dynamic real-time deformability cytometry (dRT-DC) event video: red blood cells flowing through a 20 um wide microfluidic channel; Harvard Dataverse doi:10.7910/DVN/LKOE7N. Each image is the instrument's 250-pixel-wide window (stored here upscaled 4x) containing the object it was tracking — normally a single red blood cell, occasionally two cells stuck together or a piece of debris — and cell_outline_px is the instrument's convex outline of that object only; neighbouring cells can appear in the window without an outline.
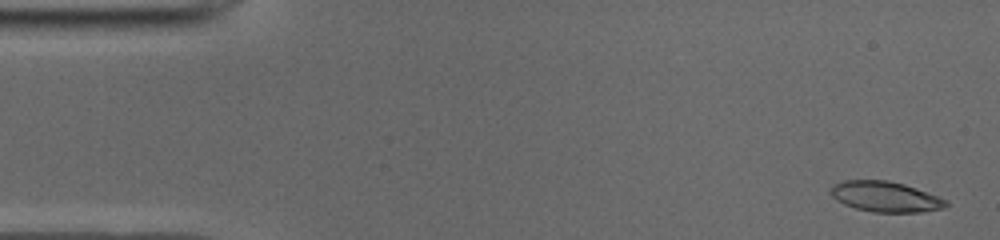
{"species": "common noctule bat (a hibernating species)", "species_latin": "Nyctalus noctula", "temperature_condition": "cold", "stored_images_in_passage": 51, "camera_frame_rate_fps": 3000, "um_per_image_px": 0.085, "animal": {"sex": "male", "body_mass_g": 19.0, "forearm_length_mm": 50.8}, "frame": {"image": 1, "passage_image": 2, "time_ms": 0.333, "image_size_px": [1000, 240], "cell_outline_px": [[948, 204], [944, 208], [920, 212], [872, 212], [856, 208], [844, 204], [832, 196], [832, 188], [836, 184], [844, 180], [888, 180], [904, 184], [948, 200]], "centroid_in_image_um": [75.29, 16.72], "position_along_channel_um": 9.7, "area_um2": 20.17}}
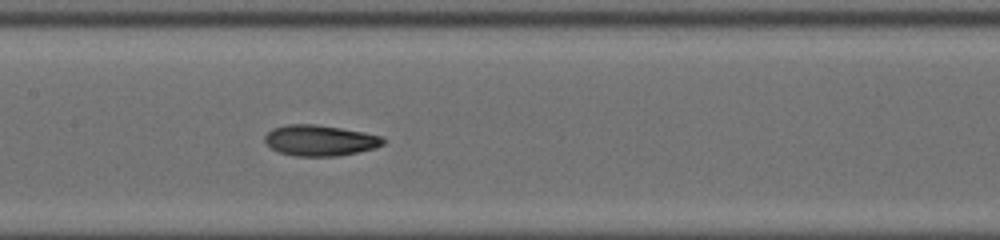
{"frame": {"image": 2, "passage_image": 24, "time_ms": 7.667, "image_size_px": [1000, 240], "cell_outline_px": [[384, 144], [376, 148], [340, 156], [296, 156], [280, 152], [272, 148], [264, 140], [264, 136], [272, 128], [288, 124], [316, 124], [364, 132], [380, 136], [384, 140]], "centroid_in_image_um": [27.2, 11.93], "position_along_channel_um": 180.2, "area_um2": 21.21}}
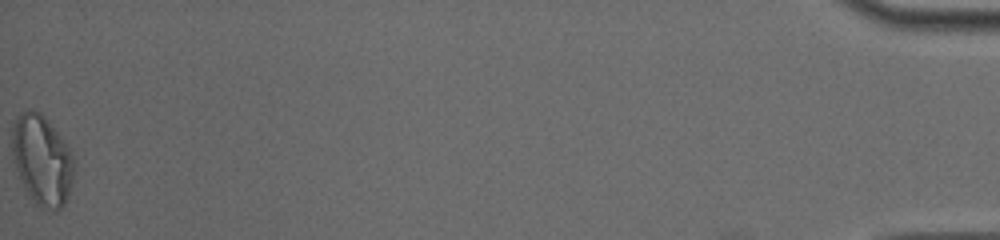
{"frame": {"image": 3, "passage_image": 51, "time_ms": 16.667, "image_size_px": [1000, 240], "cell_outline_px": [[72, 180], [68, 196], [64, 204], [56, 212], [52, 212], [40, 208], [28, 196], [24, 188], [12, 160], [12, 128], [20, 112], [28, 108], [40, 112], [44, 116], [72, 152]], "centroid_in_image_um": [3.54, 13.64], "position_along_channel_um": 431.7, "area_um2": 32.48}, "authors_computed_cell_mechanics": {"area_um2": 21.0392, "velocity_mm_per_s": 3.9388, "shape_relaxation_time_tau1_ms": 9.0355, "shape_relaxation_time_tau2_ms": 2.5742, "deformation_change_tau1": 0.2641, "deformation_change_tau2": 0.077}}